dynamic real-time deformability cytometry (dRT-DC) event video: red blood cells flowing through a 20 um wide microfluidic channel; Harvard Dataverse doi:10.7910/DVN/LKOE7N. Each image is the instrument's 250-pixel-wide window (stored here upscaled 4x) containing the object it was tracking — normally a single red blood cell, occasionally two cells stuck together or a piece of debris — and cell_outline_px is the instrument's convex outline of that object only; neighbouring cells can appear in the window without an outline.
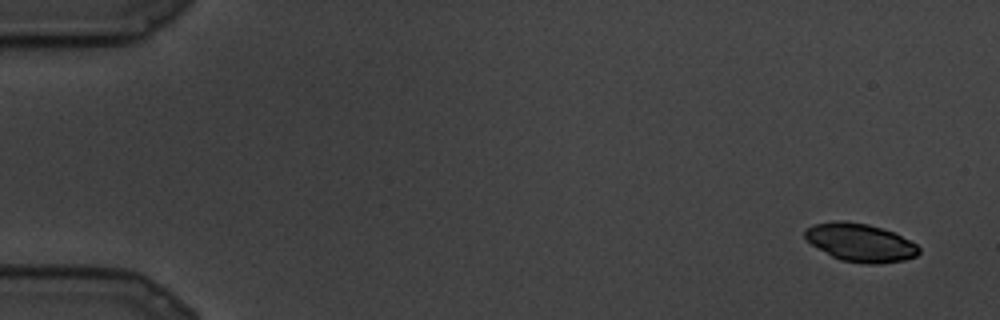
{"species": "common noctule bat (a hibernating species)", "species_latin": "Nyctalus noctula", "temperature_condition": "cold", "stored_images_in_passage": 7, "camera_frame_rate_fps": 3000, "um_per_image_px": 0.085, "animal": {"sex": "male", "body_mass_g": 19.5, "forearm_length_mm": 54.6}, "frame": {"image": 1, "passage_image": 1, "time_ms": 0.0, "image_size_px": [1000, 320], "cell_outline_px": [[920, 252], [916, 256], [904, 260], [880, 264], [868, 264], [840, 260], [832, 256], [812, 244], [804, 236], [804, 232], [812, 224], [832, 220], [844, 220], [868, 224], [896, 232], [916, 244], [920, 248]], "centroid_in_image_um": [73.15, 20.6], "position_along_channel_um": 11.9, "area_um2": 25.49}}